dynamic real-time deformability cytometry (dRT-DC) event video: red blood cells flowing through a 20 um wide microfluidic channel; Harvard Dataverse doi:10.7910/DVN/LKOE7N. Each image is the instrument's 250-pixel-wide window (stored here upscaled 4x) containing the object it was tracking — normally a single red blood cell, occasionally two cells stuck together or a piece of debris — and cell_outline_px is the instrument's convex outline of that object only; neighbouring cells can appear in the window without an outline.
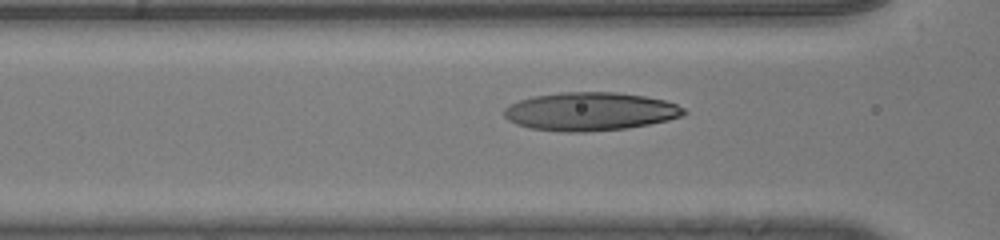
{"species": "human", "species_latin": "Homo sapiens", "temperature_condition": "room temperature", "stored_images_in_passage": 37, "camera_frame_rate_fps": 3000, "um_per_image_px": 0.085, "donor": {"sex": "male"}, "frame": {"image": 1, "passage_image": 14, "time_ms": 4.333, "image_size_px": [1000, 240], "cell_outline_px": [[688, 112], [684, 116], [668, 120], [628, 128], [584, 132], [560, 132], [532, 128], [516, 124], [508, 120], [504, 116], [504, 108], [508, 104], [532, 96], [560, 92], [616, 92], [644, 96], [664, 100], [676, 104], [684, 108]], "centroid_in_image_um": [50.16, 9.47], "position_along_channel_um": 116.4, "area_um2": 40.34}}
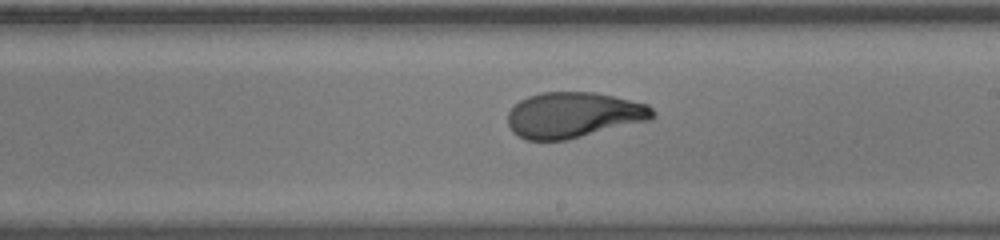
{"frame": {"image": 2, "passage_image": 23, "time_ms": 7.333, "image_size_px": [1000, 240], "cell_outline_px": [[656, 116], [648, 120], [568, 140], [524, 140], [516, 136], [512, 132], [508, 124], [508, 112], [520, 100], [528, 96], [540, 92], [596, 92], [648, 104], [656, 112]], "centroid_in_image_um": [48.74, 9.78], "position_along_channel_um": 240.3, "area_um2": 38.73}}
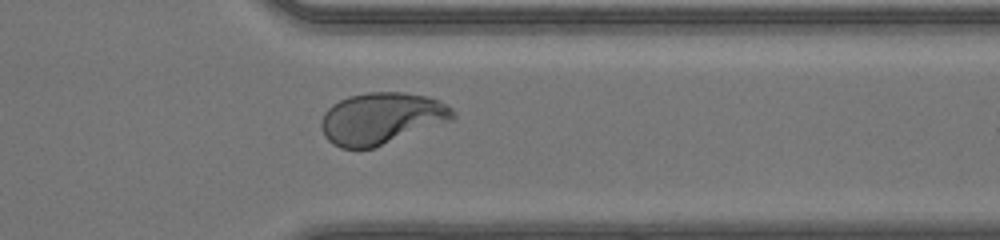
{"frame": {"image": 3, "passage_image": 33, "time_ms": 10.667, "image_size_px": [1000, 240], "cell_outline_px": [[456, 116], [452, 120], [372, 148], [340, 148], [332, 144], [324, 136], [320, 124], [324, 112], [332, 104], [348, 96], [368, 92], [400, 92], [424, 96], [440, 100], [448, 104], [456, 112]], "centroid_in_image_um": [32.41, 10.05], "position_along_channel_um": 379.0, "area_um2": 39.54}}